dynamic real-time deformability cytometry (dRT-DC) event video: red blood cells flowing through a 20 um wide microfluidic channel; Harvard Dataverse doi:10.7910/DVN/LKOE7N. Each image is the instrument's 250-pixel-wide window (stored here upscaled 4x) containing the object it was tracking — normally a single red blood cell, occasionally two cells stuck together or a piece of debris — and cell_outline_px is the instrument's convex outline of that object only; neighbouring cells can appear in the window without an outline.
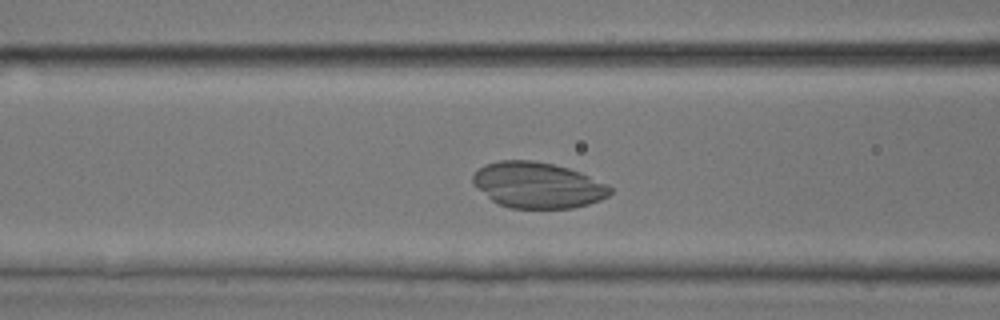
{"species": "common noctule bat (a hibernating species)", "species_latin": "Nyctalus noctula", "temperature_condition": "room temperature", "stored_images_in_passage": 41, "camera_frame_rate_fps": 3000, "um_per_image_px": 0.085, "animal": {"sex": "male", "body_mass_g": 17.9, "forearm_length_mm": 54.2}, "frame": {"image": 1, "passage_image": 14, "time_ms": 4.333, "image_size_px": [1000, 320], "cell_outline_px": [[612, 192], [608, 196], [600, 200], [588, 204], [572, 208], [512, 208], [496, 204], [472, 184], [472, 176], [484, 164], [500, 160], [532, 160], [552, 164], [568, 168], [580, 172], [608, 184], [612, 188]], "centroid_in_image_um": [45.69, 15.74], "position_along_channel_um": 120.9, "area_um2": 36.82}}
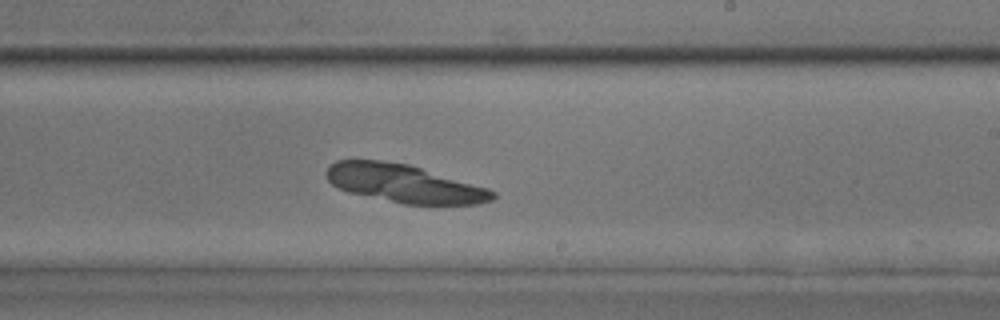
{"frame": {"image": 2, "passage_image": 23, "time_ms": 7.333, "image_size_px": [1000, 320], "cell_outline_px": [[496, 196], [492, 200], [476, 204], [404, 204], [348, 192], [336, 188], [328, 180], [324, 172], [336, 160], [380, 160], [408, 164], [488, 188], [496, 192]], "centroid_in_image_um": [34.33, 15.6], "position_along_channel_um": 254.7, "area_um2": 36.76}}